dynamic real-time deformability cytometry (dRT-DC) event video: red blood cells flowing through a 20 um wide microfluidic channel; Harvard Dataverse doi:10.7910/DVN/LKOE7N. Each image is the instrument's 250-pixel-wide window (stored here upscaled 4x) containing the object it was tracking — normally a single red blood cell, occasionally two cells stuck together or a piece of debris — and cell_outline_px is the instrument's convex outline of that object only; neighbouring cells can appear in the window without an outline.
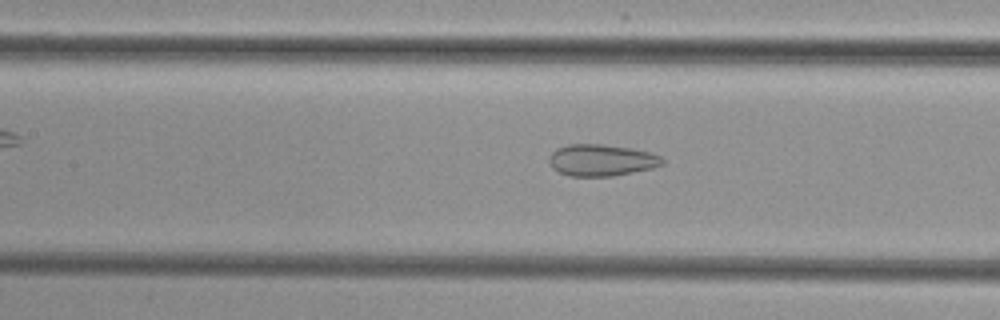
{"species": "common noctule bat (a hibernating species)", "species_latin": "Nyctalus noctula", "temperature_condition": "cold", "stored_images_in_passage": 35, "camera_frame_rate_fps": 3000, "um_per_image_px": 0.085, "animal": {"sex": "female", "body_mass_g": 29.2, "forearm_length_mm": 56.3}, "frame": {"image": 1, "passage_image": 12, "time_ms": 3.667, "image_size_px": [1000, 320], "cell_outline_px": [[664, 164], [652, 168], [612, 176], [568, 176], [552, 168], [548, 160], [548, 156], [556, 148], [568, 144], [604, 144], [632, 148], [648, 152], [660, 156], [664, 160]], "centroid_in_image_um": [51.09, 13.61], "position_along_channel_um": 156.3, "area_um2": 20.98}}
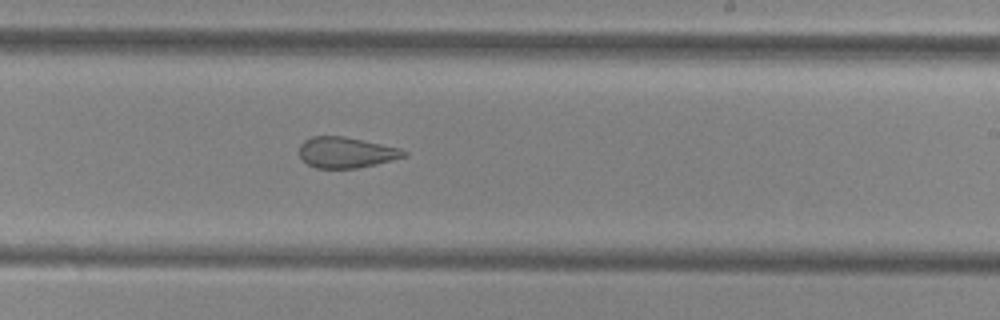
{"frame": {"image": 2, "passage_image": 20, "time_ms": 6.333, "image_size_px": [1000, 320], "cell_outline_px": [[408, 156], [376, 164], [356, 168], [316, 168], [308, 164], [300, 156], [300, 144], [304, 140], [312, 136], [344, 136], [400, 148], [408, 152]], "centroid_in_image_um": [29.44, 12.95], "position_along_channel_um": 259.6, "area_um2": 18.73}}
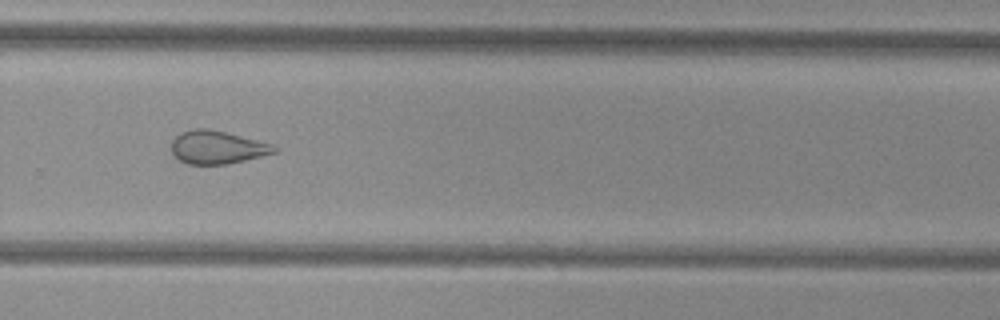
{"frame": {"image": 3, "passage_image": 24, "time_ms": 7.667, "image_size_px": [1000, 320], "cell_outline_px": [[280, 148], [276, 152], [228, 164], [188, 164], [180, 160], [172, 152], [172, 140], [180, 132], [196, 128], [208, 128], [272, 144]], "centroid_in_image_um": [18.46, 12.52], "position_along_channel_um": 311.3, "area_um2": 19.59}}